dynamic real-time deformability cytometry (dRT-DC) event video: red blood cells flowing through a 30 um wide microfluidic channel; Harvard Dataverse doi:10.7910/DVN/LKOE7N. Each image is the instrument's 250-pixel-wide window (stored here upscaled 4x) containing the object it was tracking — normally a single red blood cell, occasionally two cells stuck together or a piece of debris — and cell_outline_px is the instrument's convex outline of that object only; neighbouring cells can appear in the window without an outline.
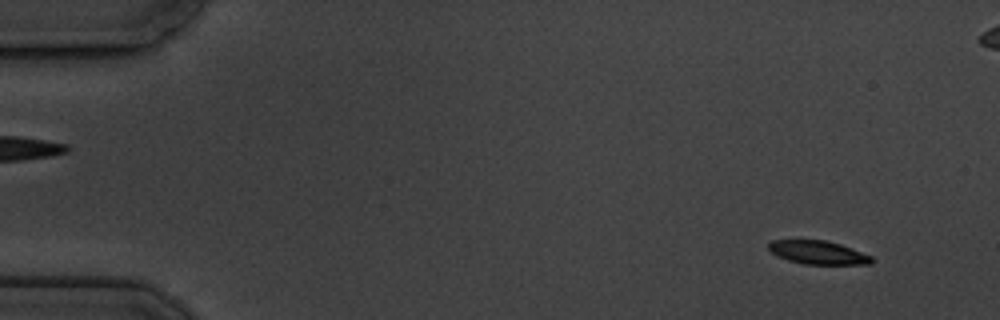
{"species": "common noctule bat (a hibernating species)", "species_latin": "Nyctalus noctula", "temperature_condition": "cold", "stored_images_in_passage": 5, "camera_frame_rate_fps": 3000, "um_per_image_px": 0.085, "animal": {"sex": "male", "body_mass_g": 19.5, "forearm_length_mm": 54.6}, "frame": {"image": 1, "passage_image": 1, "time_ms": 0.0, "image_size_px": [1000, 320], "cell_outline_px": [[872, 264], [804, 264], [788, 260], [776, 256], [768, 248], [768, 244], [772, 240], [824, 240], [840, 244], [872, 256]], "centroid_in_image_um": [69.51, 21.46], "position_along_channel_um": 15.5, "area_um2": 13.99}}